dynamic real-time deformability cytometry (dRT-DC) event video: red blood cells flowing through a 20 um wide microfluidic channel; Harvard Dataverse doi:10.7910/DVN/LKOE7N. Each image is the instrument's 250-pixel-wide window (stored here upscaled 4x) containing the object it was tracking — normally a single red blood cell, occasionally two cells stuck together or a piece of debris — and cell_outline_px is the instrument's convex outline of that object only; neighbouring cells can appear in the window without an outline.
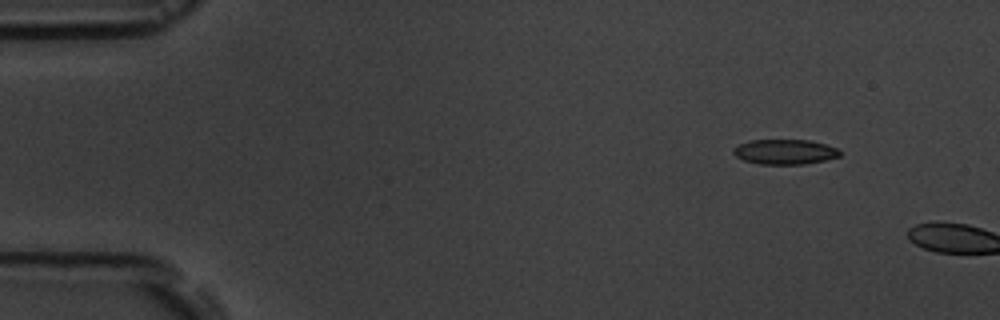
{"species": "common noctule bat (a hibernating species)", "species_latin": "Nyctalus noctula", "temperature_condition": "room temperature", "stored_images_in_passage": 2, "camera_frame_rate_fps": 3000, "um_per_image_px": 0.085, "animal": {"sex": "male", "body_mass_g": 19.5, "forearm_length_mm": 54.6}, "frame": {"image": 1, "passage_image": 1, "time_ms": 0.0, "image_size_px": [1000, 320], "cell_outline_px": [[840, 156], [824, 160], [804, 164], [760, 164], [744, 160], [736, 156], [732, 152], [732, 148], [748, 140], [808, 140], [824, 144], [836, 148], [840, 152]], "centroid_in_image_um": [66.67, 12.9], "position_along_channel_um": 18.3, "area_um2": 15.37}}